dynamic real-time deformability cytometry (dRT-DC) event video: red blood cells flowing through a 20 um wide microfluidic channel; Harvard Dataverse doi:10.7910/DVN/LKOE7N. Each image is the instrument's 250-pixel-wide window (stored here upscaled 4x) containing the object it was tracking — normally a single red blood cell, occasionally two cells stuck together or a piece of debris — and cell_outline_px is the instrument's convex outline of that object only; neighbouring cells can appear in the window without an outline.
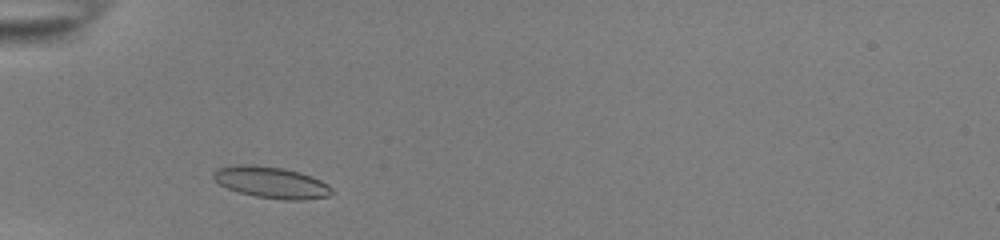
{"species": "common noctule bat (a hibernating species)", "species_latin": "Nyctalus noctula", "temperature_condition": "room temperature", "stored_images_in_passage": 31, "camera_frame_rate_fps": 3000, "um_per_image_px": 0.085, "animal": {"sex": "female", "body_mass_g": 22.0, "forearm_length_mm": 56.7}, "frame": {"image": 1, "passage_image": 3, "time_ms": 0.667, "image_size_px": [1000, 240], "cell_outline_px": [[336, 192], [328, 196], [304, 200], [284, 200], [256, 196], [240, 192], [228, 188], [220, 184], [212, 176], [212, 172], [216, 168], [236, 164], [252, 164], [284, 168], [300, 172], [320, 180], [328, 184]], "centroid_in_image_um": [23.07, 15.49], "position_along_channel_um": 61.9, "area_um2": 21.85}}
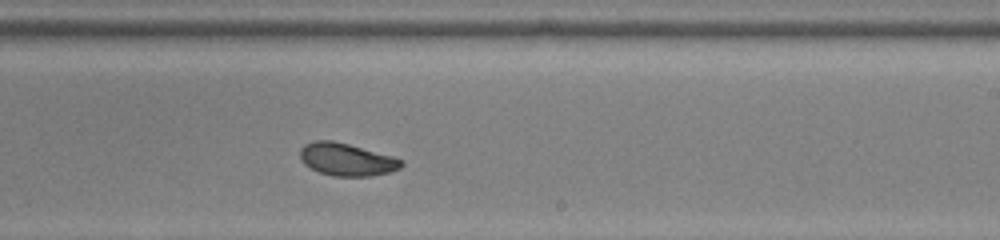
{"frame": {"image": 2, "passage_image": 19, "time_ms": 6.0, "image_size_px": [1000, 240], "cell_outline_px": [[404, 164], [400, 168], [388, 172], [368, 176], [332, 176], [320, 172], [304, 164], [300, 156], [300, 148], [304, 144], [312, 140], [332, 140], [348, 144], [392, 156], [404, 160]], "centroid_in_image_um": [29.45, 13.54], "position_along_channel_um": 259.6, "area_um2": 19.13}}
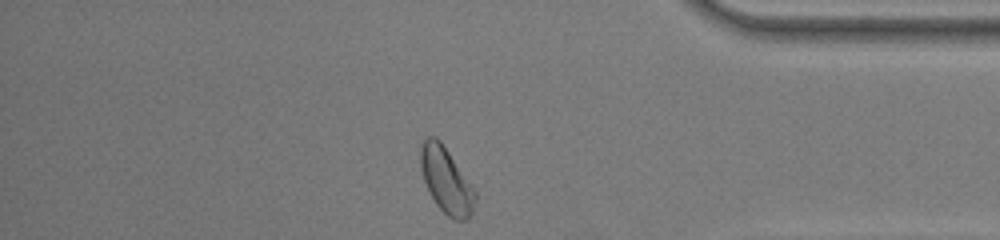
{"frame": {"image": 3, "passage_image": 31, "time_ms": 10.0, "image_size_px": [1000, 240], "cell_outline_px": [[476, 200], [468, 220], [452, 220], [436, 204], [424, 180], [420, 164], [420, 144], [424, 136], [436, 136], [440, 140], [476, 192]], "centroid_in_image_um": [37.91, 15.31], "position_along_channel_um": 397.3, "area_um2": 20.69}, "authors_computed_cell_mechanics": {"area_um2": 19.4208, "velocity_mm_per_s": 3.8597, "shape_relaxation_time_tau1_ms": 3.6021, "shape_relaxation_time_tau2_ms": 2.8034, "deformation_change_tau1": 0.117, "deformation_change_tau2": 0.0616}}